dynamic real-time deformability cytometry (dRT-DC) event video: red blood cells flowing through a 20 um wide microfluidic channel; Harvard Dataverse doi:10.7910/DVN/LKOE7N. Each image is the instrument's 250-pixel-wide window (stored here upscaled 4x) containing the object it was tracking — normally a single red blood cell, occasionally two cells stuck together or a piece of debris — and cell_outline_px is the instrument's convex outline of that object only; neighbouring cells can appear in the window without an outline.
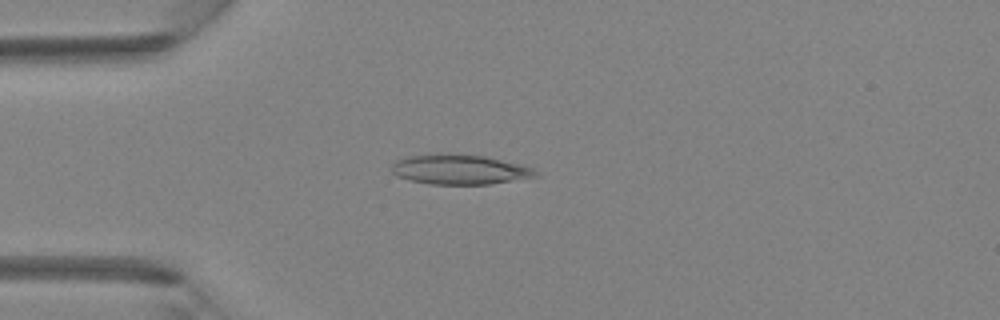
{"species": "Egyptian fruit bat (a non-hibernating species)", "species_latin": "Rousettus aegyptiacus", "temperature_condition": "room temperature", "stored_images_in_passage": 43, "camera_frame_rate_fps": 3000, "um_per_image_px": 0.085, "animal": {"sex": "female"}, "frame": {"image": 1, "passage_image": 11, "time_ms": 3.333, "image_size_px": [1000, 320], "cell_outline_px": [[540, 176], [488, 184], [428, 184], [408, 180], [396, 176], [392, 172], [392, 164], [396, 160], [408, 156], [440, 152], [448, 152], [484, 156], [532, 168]], "centroid_in_image_um": [38.98, 14.39], "position_along_channel_um": 46.0, "area_um2": 25.2}}
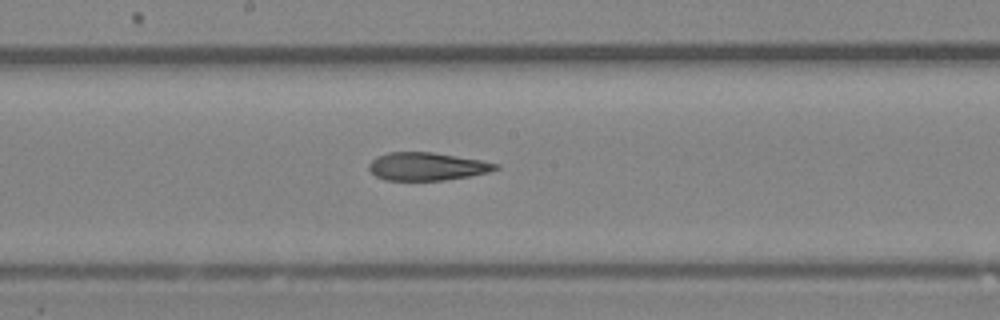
{"frame": {"image": 2, "passage_image": 23, "time_ms": 7.333, "image_size_px": [1000, 320], "cell_outline_px": [[500, 168], [488, 172], [468, 176], [444, 180], [384, 180], [376, 176], [368, 168], [368, 164], [376, 156], [388, 152], [432, 152], [480, 160], [500, 164]], "centroid_in_image_um": [36.27, 14.14], "position_along_channel_um": 211.9, "area_um2": 20.58}}
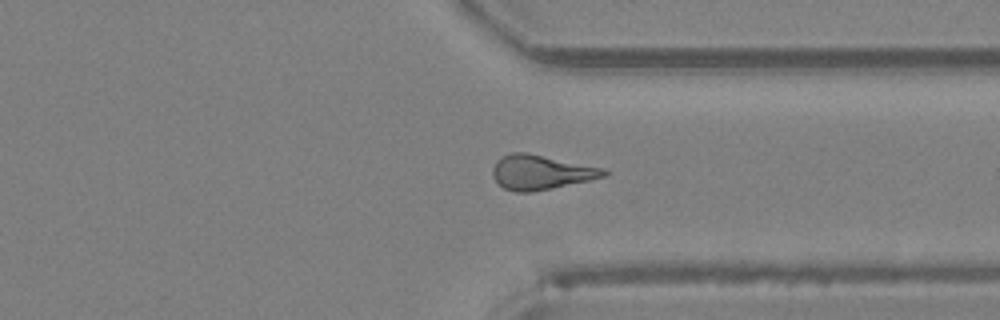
{"frame": {"image": 3, "passage_image": 33, "time_ms": 10.667, "image_size_px": [1000, 320], "cell_outline_px": [[608, 172], [604, 176], [588, 180], [552, 188], [528, 192], [516, 192], [504, 188], [492, 176], [492, 168], [496, 160], [500, 156], [512, 152], [524, 152], [604, 168]], "centroid_in_image_um": [45.92, 14.63], "position_along_channel_um": 365.5, "area_um2": 22.08}}